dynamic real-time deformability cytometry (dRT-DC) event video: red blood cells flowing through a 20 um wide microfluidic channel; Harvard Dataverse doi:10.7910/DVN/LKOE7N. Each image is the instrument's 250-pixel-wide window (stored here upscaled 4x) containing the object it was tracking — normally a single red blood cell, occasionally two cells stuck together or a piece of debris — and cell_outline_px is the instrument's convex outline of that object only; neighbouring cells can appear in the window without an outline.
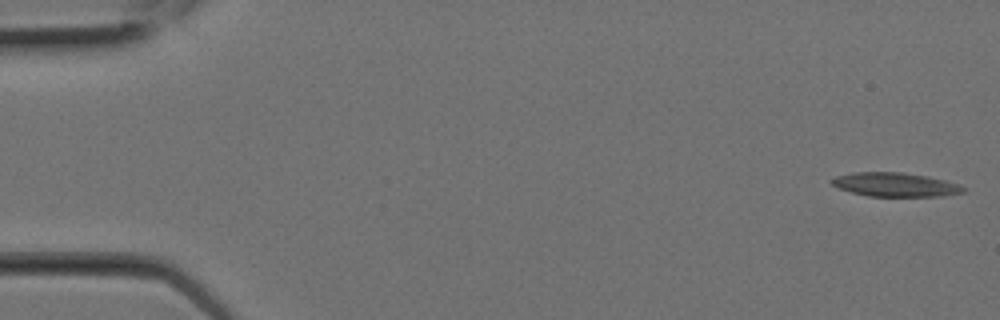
{"species": "Egyptian fruit bat (a non-hibernating species)", "species_latin": "Rousettus aegyptiacus", "temperature_condition": "room temperature", "stored_images_in_passage": 7, "camera_frame_rate_fps": 3000, "um_per_image_px": 0.085, "animal": {"sex": "female"}, "frame": {"image": 1, "passage_image": 1, "time_ms": 0.0, "image_size_px": [1000, 320], "cell_outline_px": [[964, 192], [940, 196], [868, 196], [852, 192], [840, 188], [832, 184], [828, 180], [836, 176], [852, 172], [904, 172], [944, 180], [956, 184], [964, 188]], "centroid_in_image_um": [76.03, 15.68], "position_along_channel_um": 9.0, "area_um2": 18.09}}